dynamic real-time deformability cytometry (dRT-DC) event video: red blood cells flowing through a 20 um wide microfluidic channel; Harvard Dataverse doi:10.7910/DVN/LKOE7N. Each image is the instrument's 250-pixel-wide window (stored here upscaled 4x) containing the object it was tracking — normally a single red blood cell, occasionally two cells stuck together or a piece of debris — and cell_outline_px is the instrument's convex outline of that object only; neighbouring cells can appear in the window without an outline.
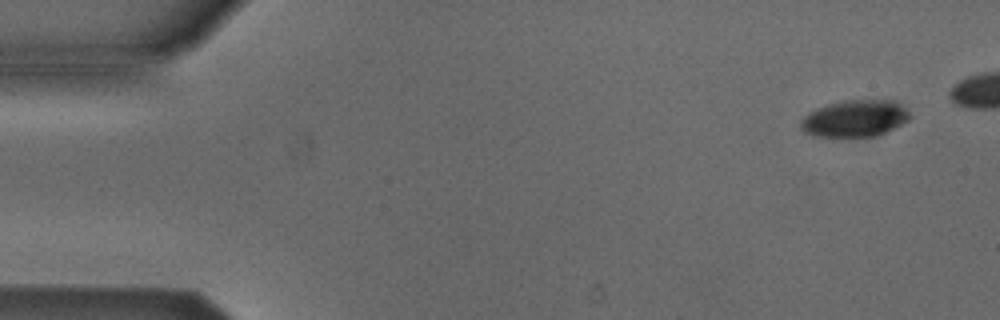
{"species": "Egyptian fruit bat (a non-hibernating species)", "species_latin": "Rousettus aegyptiacus", "temperature_condition": "cold", "stored_images_in_passage": 6, "segment_of_instrument_passage": [1, 2], "camera_frame_rate_fps": 3000, "um_per_image_px": 0.085, "animal": {"sex": "male"}, "frame": {"image": 1, "passage_image": 1, "time_ms": 0.0, "image_size_px": [1000, 320], "cell_outline_px": [[912, 116], [908, 120], [876, 136], [812, 136], [804, 132], [800, 128], [800, 120], [808, 112], [816, 108], [828, 104], [844, 100], [896, 100]], "centroid_in_image_um": [72.62, 10.06], "position_along_channel_um": 12.4, "area_um2": 23.29}}
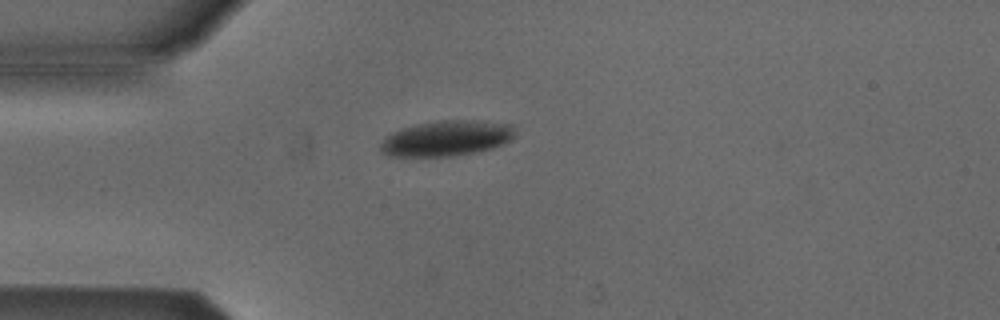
{"frame": {"image": 2, "passage_image": 5, "time_ms": 5.667, "image_size_px": [1000, 320], "cell_outline_px": [[516, 132], [508, 140], [492, 148], [452, 156], [388, 156], [380, 152], [380, 144], [392, 132], [400, 128], [416, 124], [436, 120], [484, 120], [516, 124]], "centroid_in_image_um": [37.96, 11.73], "position_along_channel_um": 47.0, "area_um2": 27.98}}